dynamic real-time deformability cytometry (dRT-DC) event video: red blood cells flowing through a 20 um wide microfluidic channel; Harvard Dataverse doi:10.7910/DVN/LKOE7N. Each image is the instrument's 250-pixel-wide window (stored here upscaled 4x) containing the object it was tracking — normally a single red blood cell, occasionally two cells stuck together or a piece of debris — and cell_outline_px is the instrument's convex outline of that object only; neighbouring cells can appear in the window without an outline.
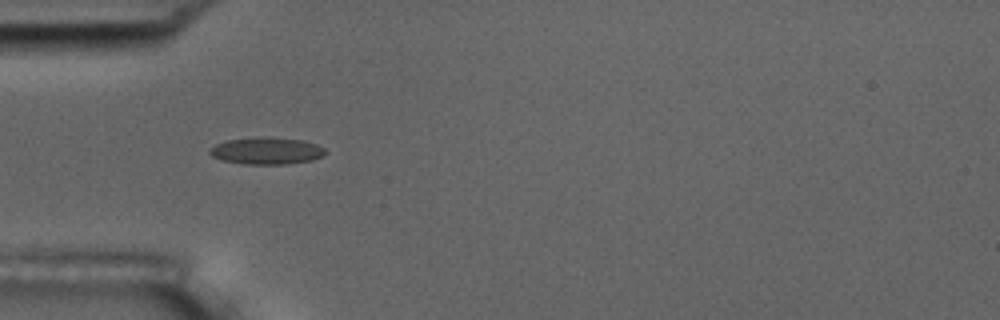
{"species": "common noctule bat (a hibernating species)", "species_latin": "Nyctalus noctula", "temperature_condition": "room temperature", "stored_images_in_passage": 2, "camera_frame_rate_fps": 3000, "um_per_image_px": 0.085, "animal": {"sex": "male", "body_mass_g": 17.5, "forearm_length_mm": 52.3}, "frame": {"image": 1, "passage_image": 1, "time_ms": 0.0, "image_size_px": [1000, 320], "cell_outline_px": [[324, 156], [312, 160], [288, 164], [244, 164], [224, 160], [212, 156], [208, 152], [208, 148], [216, 144], [228, 140], [256, 136], [272, 136], [304, 140], [316, 144], [324, 148]], "centroid_in_image_um": [22.66, 12.8], "position_along_channel_um": 62.3, "area_um2": 18.44}}